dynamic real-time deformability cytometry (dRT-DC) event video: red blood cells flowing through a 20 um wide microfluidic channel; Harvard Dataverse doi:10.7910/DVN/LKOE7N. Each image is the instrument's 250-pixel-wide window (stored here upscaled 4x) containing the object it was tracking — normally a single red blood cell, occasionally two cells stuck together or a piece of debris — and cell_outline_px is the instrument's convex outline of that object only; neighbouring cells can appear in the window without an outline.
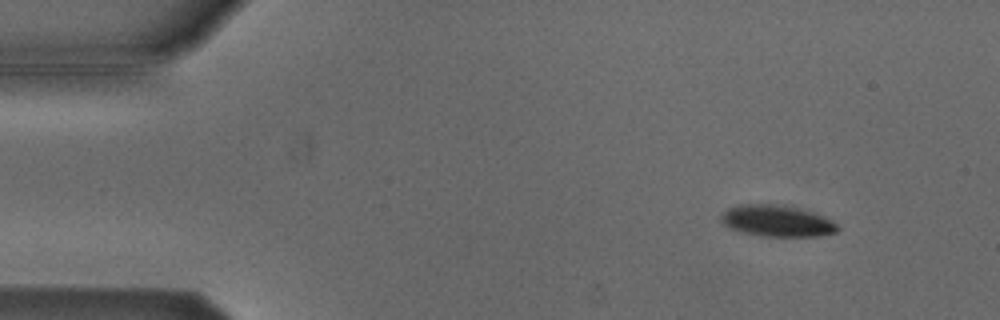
{"species": "Egyptian fruit bat (a non-hibernating species)", "species_latin": "Rousettus aegyptiacus", "temperature_condition": "cold", "stored_images_in_passage": 4, "camera_frame_rate_fps": 3000, "um_per_image_px": 0.085, "animal": {"sex": "male"}, "frame": {"image": 1, "passage_image": 2, "time_ms": 0.333, "image_size_px": [1000, 320], "cell_outline_px": [[840, 228], [836, 232], [820, 236], [760, 236], [744, 232], [732, 228], [724, 224], [720, 220], [720, 216], [728, 208], [740, 204], [784, 204], [812, 212], [824, 216], [832, 220]], "centroid_in_image_um": [66.06, 18.77], "position_along_channel_um": 18.9, "area_um2": 21.33}}